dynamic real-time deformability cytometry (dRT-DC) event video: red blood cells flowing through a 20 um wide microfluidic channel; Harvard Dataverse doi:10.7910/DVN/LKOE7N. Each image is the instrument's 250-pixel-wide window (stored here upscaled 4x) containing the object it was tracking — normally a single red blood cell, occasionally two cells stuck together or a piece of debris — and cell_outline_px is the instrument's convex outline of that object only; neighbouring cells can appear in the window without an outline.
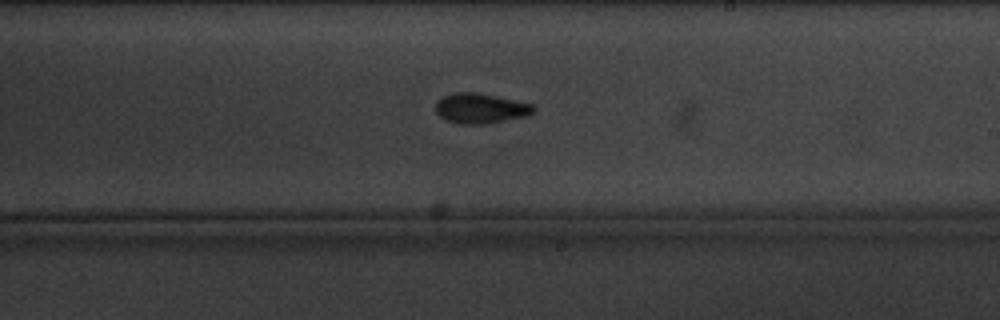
{"species": "common noctule bat (a hibernating species)", "species_latin": "Nyctalus noctula", "temperature_condition": "cold", "stored_images_in_passage": 10, "segment_of_instrument_passage": [2, 2], "camera_frame_rate_fps": 3000, "um_per_image_px": 0.085, "animal": {"sex": "male", "body_mass_g": 20.1, "forearm_length_mm": 53.5}, "frame": {"image": 1, "passage_image": 10, "time_ms": 10.333, "image_size_px": [1000, 320], "cell_outline_px": [[536, 108], [528, 116], [480, 124], [456, 124], [444, 120], [436, 112], [436, 100], [444, 96], [456, 92], [476, 92], [496, 96], [532, 104]], "centroid_in_image_um": [40.8, 9.21], "position_along_channel_um": 248.2, "area_um2": 17.11}}